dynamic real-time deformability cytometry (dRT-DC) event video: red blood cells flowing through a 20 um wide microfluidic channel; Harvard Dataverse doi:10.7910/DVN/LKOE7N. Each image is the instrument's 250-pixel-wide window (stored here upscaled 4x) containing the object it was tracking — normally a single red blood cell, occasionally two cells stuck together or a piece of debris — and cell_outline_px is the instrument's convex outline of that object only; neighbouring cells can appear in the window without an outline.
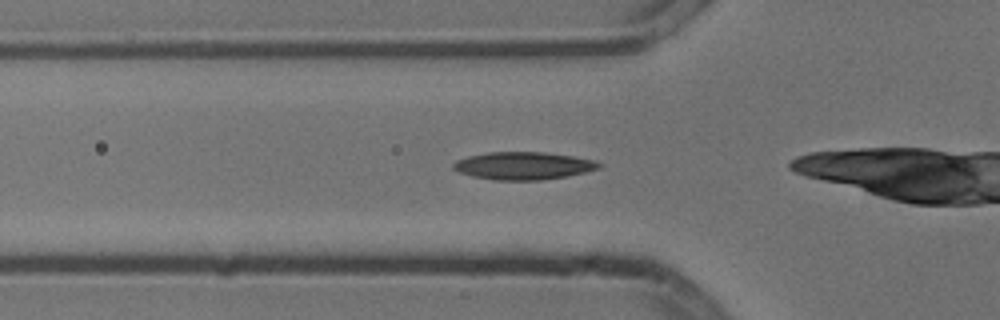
{"species": "common noctule bat (a hibernating species)", "species_latin": "Nyctalus noctula", "temperature_condition": "cold", "stored_images_in_passage": 37, "camera_frame_rate_fps": 3000, "um_per_image_px": 0.085, "animal": {"sex": "male", "body_mass_g": 13.3}, "frame": {"image": 1, "passage_image": 3, "time_ms": 0.667, "image_size_px": [1000, 320], "cell_outline_px": [[604, 164], [600, 168], [568, 176], [540, 180], [492, 180], [472, 176], [460, 172], [452, 168], [452, 164], [456, 160], [468, 156], [488, 152], [544, 152], [572, 156], [596, 160]], "centroid_in_image_um": [44.5, 14.09], "position_along_channel_um": 81.3, "area_um2": 23.58}}
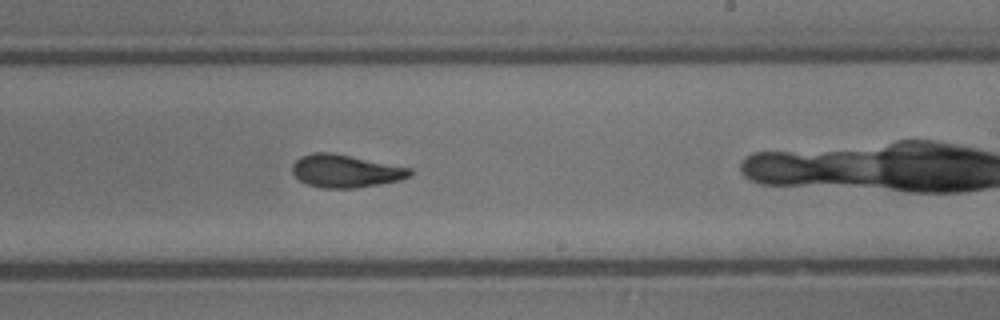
{"frame": {"image": 2, "passage_image": 17, "time_ms": 5.333, "image_size_px": [1000, 320], "cell_outline_px": [[412, 176], [400, 180], [380, 184], [356, 188], [320, 188], [308, 184], [300, 180], [292, 172], [292, 164], [300, 156], [312, 152], [332, 152], [412, 168]], "centroid_in_image_um": [29.38, 14.53], "position_along_channel_um": 259.6, "area_um2": 22.66}}
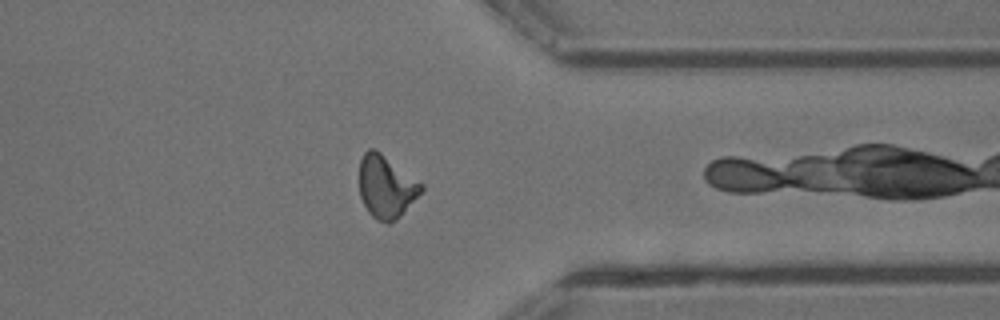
{"frame": {"image": 3, "passage_image": 27, "time_ms": 8.667, "image_size_px": [1000, 320], "cell_outline_px": [[424, 188], [400, 216], [396, 220], [388, 224], [376, 220], [368, 212], [360, 196], [360, 160], [364, 152], [368, 148], [376, 148], [424, 184]], "centroid_in_image_um": [32.82, 15.85], "position_along_channel_um": 378.6, "area_um2": 22.72}}